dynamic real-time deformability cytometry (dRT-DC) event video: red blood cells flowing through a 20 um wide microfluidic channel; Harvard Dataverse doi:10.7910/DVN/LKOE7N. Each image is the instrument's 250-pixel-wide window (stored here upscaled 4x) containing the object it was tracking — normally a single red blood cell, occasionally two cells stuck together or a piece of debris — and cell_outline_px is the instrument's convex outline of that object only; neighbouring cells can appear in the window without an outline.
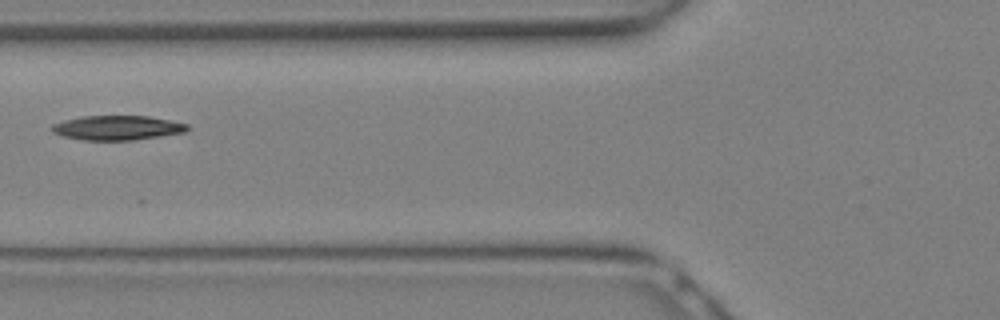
{"species": "Egyptian fruit bat (a non-hibernating species)", "species_latin": "Rousettus aegyptiacus", "temperature_condition": "warm", "stored_images_in_passage": 11, "camera_frame_rate_fps": 3000, "um_per_image_px": 0.085, "animal": {"sex": "female"}, "frame": {"image": 1, "passage_image": 10, "time_ms": 3.0, "image_size_px": [1000, 320], "cell_outline_px": [[188, 132], [132, 140], [80, 140], [64, 136], [52, 132], [52, 124], [64, 120], [84, 116], [148, 116], [188, 124]], "centroid_in_image_um": [9.97, 10.86], "position_along_channel_um": 115.8, "area_um2": 19.25}}